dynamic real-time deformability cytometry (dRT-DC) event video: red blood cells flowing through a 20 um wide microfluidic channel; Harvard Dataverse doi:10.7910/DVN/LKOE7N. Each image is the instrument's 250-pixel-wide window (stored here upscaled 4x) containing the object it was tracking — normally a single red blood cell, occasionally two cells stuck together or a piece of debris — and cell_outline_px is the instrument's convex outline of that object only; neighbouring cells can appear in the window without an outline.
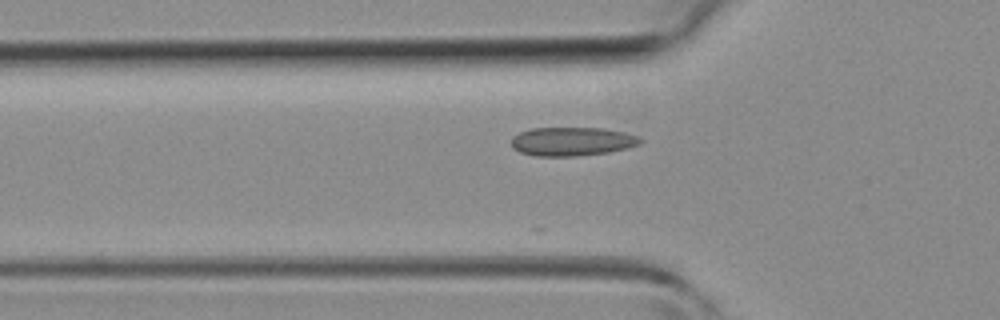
{"species": "common noctule bat (a hibernating species)", "species_latin": "Nyctalus noctula", "temperature_condition": "room temperature", "stored_images_in_passage": 7, "camera_frame_rate_fps": 3000, "um_per_image_px": 0.085, "animal": {"sex": "female", "body_mass_g": 19.3, "forearm_length_mm": 54.1}, "frame": {"image": 1, "passage_image": 2, "time_ms": 0.333, "image_size_px": [1000, 320], "cell_outline_px": [[644, 140], [640, 144], [628, 148], [608, 152], [576, 156], [536, 156], [520, 152], [512, 148], [512, 136], [520, 132], [532, 128], [604, 128], [624, 132], [640, 136]], "centroid_in_image_um": [48.65, 12.02], "position_along_channel_um": 77.1, "area_um2": 21.73}}
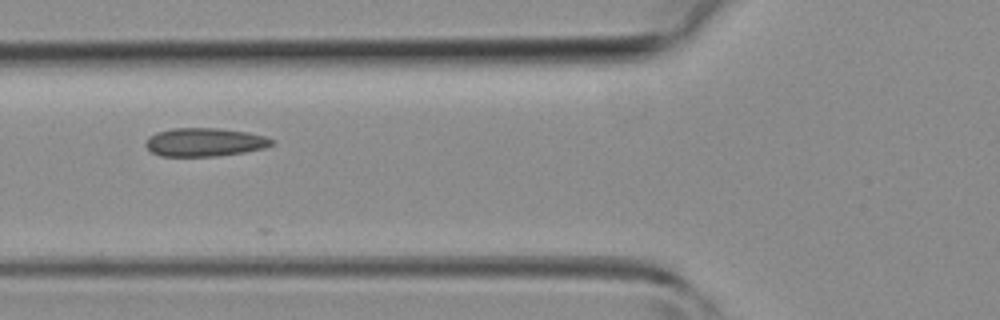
{"frame": {"image": 2, "passage_image": 4, "time_ms": 1.0, "image_size_px": [1000, 320], "cell_outline_px": [[276, 144], [264, 148], [244, 152], [216, 156], [160, 156], [152, 152], [144, 144], [148, 136], [156, 132], [172, 128], [216, 128], [248, 132], [264, 136], [276, 140]], "centroid_in_image_um": [17.41, 12.08], "position_along_channel_um": 108.4, "area_um2": 21.04}}
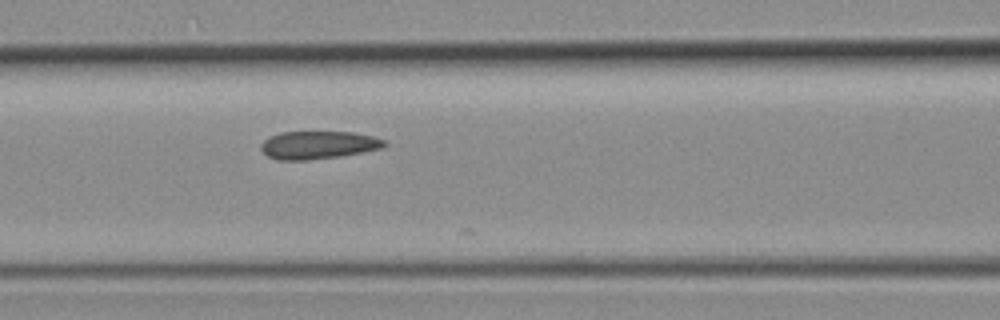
{"frame": {"image": 3, "passage_image": 6, "time_ms": 1.667, "image_size_px": [1000, 320], "cell_outline_px": [[388, 144], [380, 148], [340, 156], [308, 160], [276, 160], [268, 156], [260, 148], [260, 144], [268, 136], [280, 132], [352, 132], [372, 136], [388, 140]], "centroid_in_image_um": [27.02, 12.32], "position_along_channel_um": 139.6, "area_um2": 20.11}}